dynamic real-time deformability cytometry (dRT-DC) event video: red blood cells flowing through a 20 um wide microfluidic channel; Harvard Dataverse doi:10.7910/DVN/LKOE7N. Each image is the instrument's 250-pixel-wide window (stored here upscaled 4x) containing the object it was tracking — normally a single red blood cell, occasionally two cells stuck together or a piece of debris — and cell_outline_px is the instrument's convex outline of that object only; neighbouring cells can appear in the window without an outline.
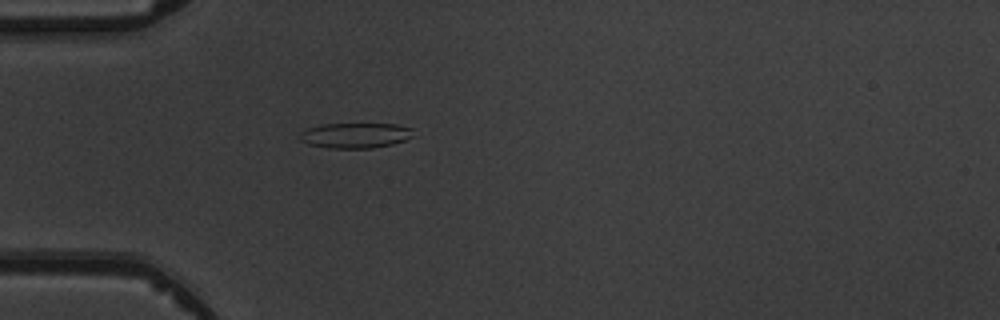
{"species": "common noctule bat (a hibernating species)", "species_latin": "Nyctalus noctula", "temperature_condition": "warm", "stored_images_in_passage": 5, "camera_frame_rate_fps": 3000, "um_per_image_px": 0.085, "animal": {"sex": "male", "body_mass_g": 19.5, "forearm_length_mm": 54.6}, "frame": {"image": 1, "passage_image": 5, "time_ms": 4.667, "image_size_px": [1000, 320], "cell_outline_px": [[412, 136], [404, 140], [392, 144], [372, 148], [328, 148], [308, 144], [300, 140], [300, 132], [308, 128], [324, 124], [396, 124], [412, 128]], "centroid_in_image_um": [30.19, 11.51], "position_along_channel_um": 54.8, "area_um2": 16.59}}